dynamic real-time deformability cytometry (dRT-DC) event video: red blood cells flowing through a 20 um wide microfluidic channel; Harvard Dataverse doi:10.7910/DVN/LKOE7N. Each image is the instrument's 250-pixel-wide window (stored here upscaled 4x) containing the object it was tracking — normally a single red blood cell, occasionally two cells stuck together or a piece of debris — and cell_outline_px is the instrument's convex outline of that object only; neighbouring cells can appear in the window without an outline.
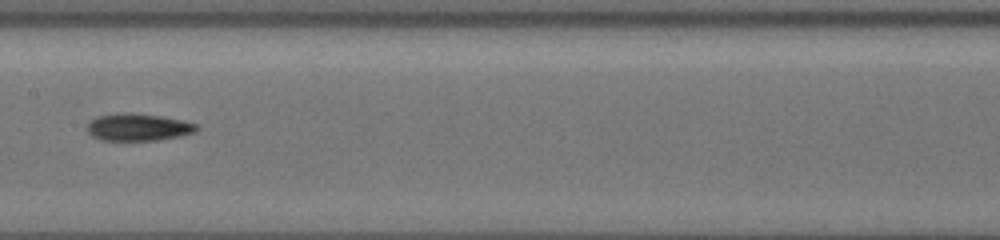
{"species": "common noctule bat (a hibernating species)", "species_latin": "Nyctalus noctula", "temperature_condition": "cold", "stored_images_in_passage": 36, "segment_of_instrument_passage": [2, 2], "camera_frame_rate_fps": 3000, "um_per_image_px": 0.085, "animal": {"sex": "female", "body_mass_g": 19.5, "forearm_length_mm": 54.1}, "frame": {"image": 1, "passage_image": 18, "time_ms": 10.333, "image_size_px": [1000, 240], "cell_outline_px": [[200, 128], [196, 132], [180, 136], [156, 140], [100, 140], [92, 136], [88, 132], [88, 124], [96, 116], [120, 112], [132, 112], [160, 116], [184, 120], [200, 124]], "centroid_in_image_um": [11.79, 10.8], "position_along_channel_um": 195.6, "area_um2": 17.63}}
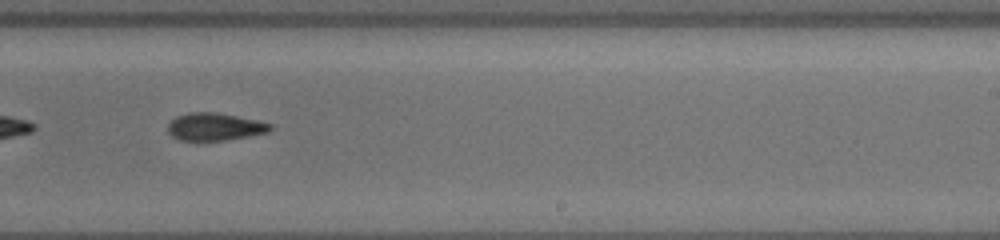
{"frame": {"image": 2, "passage_image": 23, "time_ms": 12.333, "image_size_px": [1000, 240], "cell_outline_px": [[272, 128], [268, 132], [228, 140], [196, 144], [180, 140], [172, 136], [168, 132], [168, 124], [176, 116], [188, 112], [216, 112], [256, 120], [272, 124]], "centroid_in_image_um": [18.19, 10.82], "position_along_channel_um": 270.8, "area_um2": 17.05}}
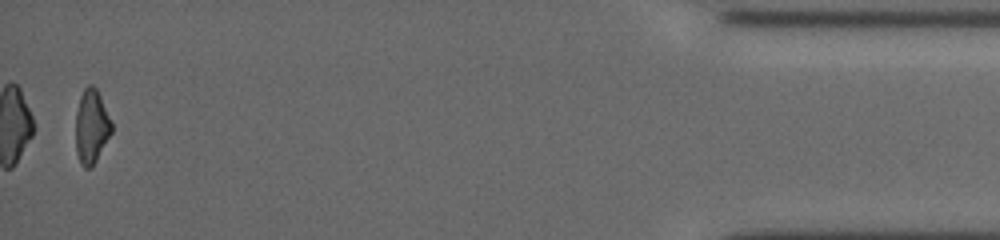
{"frame": {"image": 3, "passage_image": 36, "time_ms": 18.333, "image_size_px": [1000, 240], "cell_outline_px": [[112, 132], [92, 168], [84, 168], [80, 164], [76, 152], [76, 112], [80, 96], [84, 88], [88, 84], [92, 84], [96, 88], [112, 120]], "centroid_in_image_um": [7.78, 10.76], "position_along_channel_um": 427.4, "area_um2": 15.66}}